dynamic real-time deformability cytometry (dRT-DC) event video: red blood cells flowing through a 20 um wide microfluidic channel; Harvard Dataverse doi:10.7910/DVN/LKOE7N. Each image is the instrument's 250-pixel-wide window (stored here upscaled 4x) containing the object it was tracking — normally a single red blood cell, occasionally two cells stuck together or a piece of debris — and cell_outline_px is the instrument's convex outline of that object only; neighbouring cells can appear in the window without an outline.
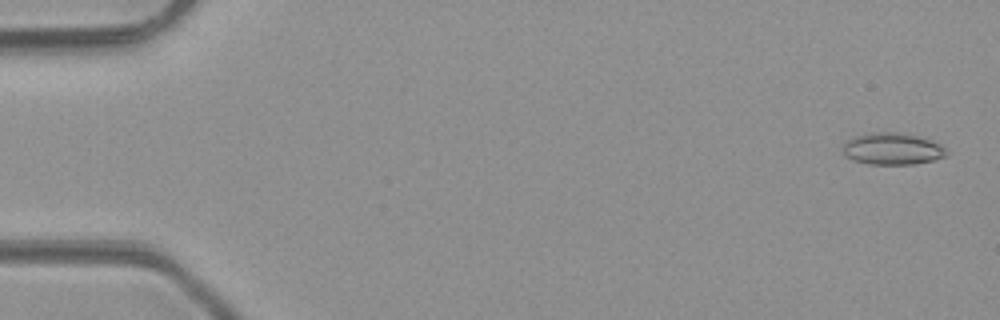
{"species": "common noctule bat (a hibernating species)", "species_latin": "Nyctalus noctula", "temperature_condition": "room temperature", "stored_images_in_passage": 6, "camera_frame_rate_fps": 3000, "um_per_image_px": 0.085, "animal": {"sex": "male", "body_mass_g": 23.1, "forearm_length_mm": 52.7}, "frame": {"image": 1, "passage_image": 1, "time_ms": 0.0, "image_size_px": [1000, 320], "cell_outline_px": [[948, 156], [916, 164], [868, 164], [852, 160], [844, 156], [844, 140], [852, 136], [872, 132], [904, 132], [920, 136], [940, 144], [948, 152]], "centroid_in_image_um": [75.83, 12.63], "position_along_channel_um": 9.2, "area_um2": 19.59}}
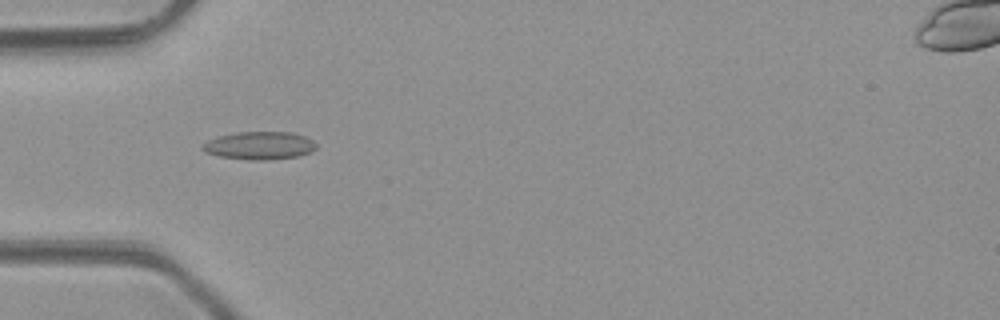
{"frame": {"image": 2, "passage_image": 5, "time_ms": 4.667, "image_size_px": [1000, 320], "cell_outline_px": [[316, 148], [300, 156], [268, 160], [252, 160], [220, 156], [204, 152], [200, 148], [200, 144], [208, 140], [220, 136], [236, 132], [292, 132], [304, 136], [312, 140], [316, 144]], "centroid_in_image_um": [22.02, 12.37], "position_along_channel_um": 63.0, "area_um2": 18.5}}
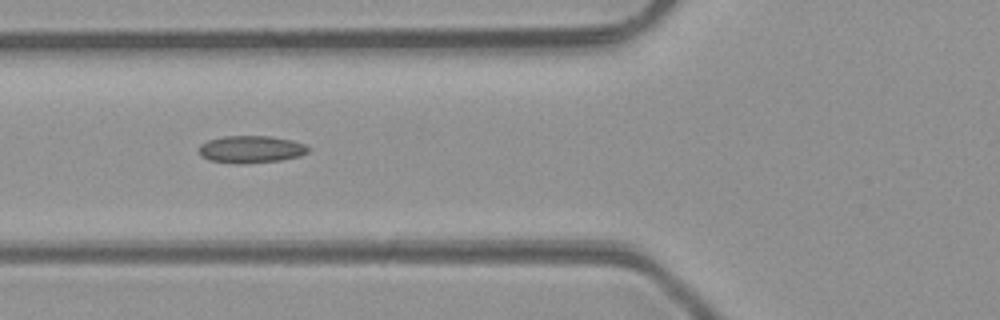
{"frame": {"image": 3, "passage_image": 6, "time_ms": 5.667, "image_size_px": [1000, 320], "cell_outline_px": [[312, 148], [308, 152], [300, 156], [280, 160], [240, 164], [236, 164], [208, 160], [200, 156], [200, 144], [208, 140], [224, 136], [272, 136], [292, 140], [304, 144]], "centroid_in_image_um": [21.35, 12.69], "position_along_channel_um": 104.5, "area_um2": 17.51}}